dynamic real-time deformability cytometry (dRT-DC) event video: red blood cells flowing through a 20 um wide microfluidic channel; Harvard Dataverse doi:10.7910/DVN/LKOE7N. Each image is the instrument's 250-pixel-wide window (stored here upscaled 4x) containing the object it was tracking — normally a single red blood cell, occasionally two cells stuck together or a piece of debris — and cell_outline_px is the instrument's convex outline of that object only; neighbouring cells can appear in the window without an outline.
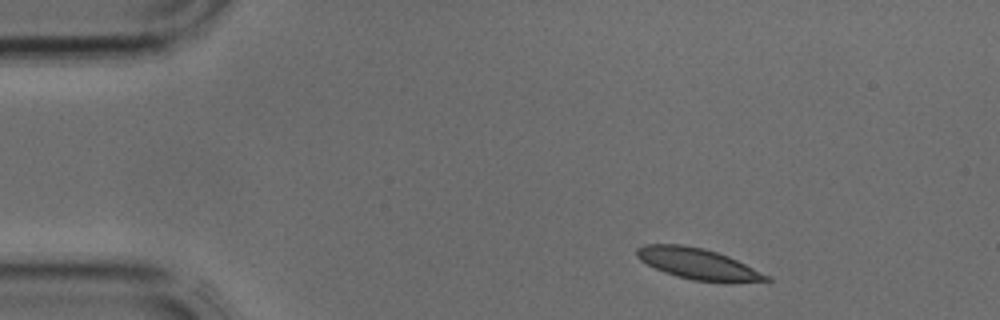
{"species": "common noctule bat (a hibernating species)", "species_latin": "Nyctalus noctula", "temperature_condition": "cold", "stored_images_in_passage": 3, "camera_frame_rate_fps": 3000, "um_per_image_px": 0.085, "animal": {"sex": "male", "body_mass_g": 17.9, "forearm_length_mm": 54.2}, "frame": {"image": 1, "passage_image": 1, "time_ms": 0.0, "image_size_px": [1000, 320], "cell_outline_px": [[772, 280], [728, 284], [692, 280], [676, 276], [664, 272], [640, 260], [636, 256], [636, 248], [644, 244], [680, 244], [704, 248], [728, 256], [768, 276]], "centroid_in_image_um": [59.31, 22.44], "position_along_channel_um": 25.7, "area_um2": 23.52}}
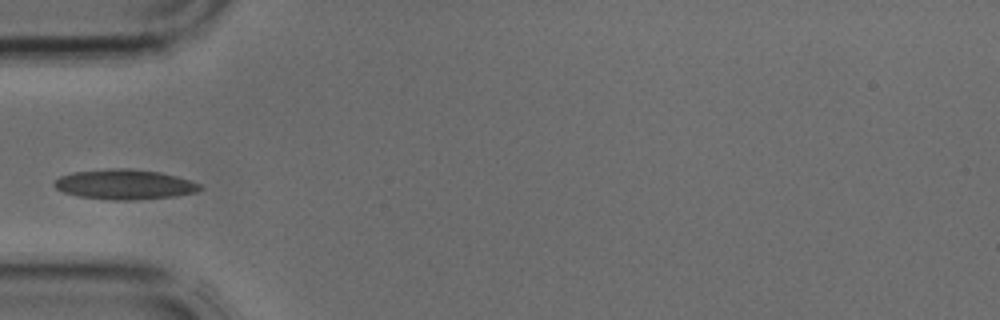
{"frame": {"image": 2, "passage_image": 3, "time_ms": 0.667, "image_size_px": [1000, 320], "cell_outline_px": [[204, 188], [196, 192], [176, 196], [128, 200], [108, 200], [80, 196], [64, 192], [56, 188], [52, 184], [60, 176], [72, 172], [108, 168], [128, 168], [160, 172], [176, 176], [200, 184]], "centroid_in_image_um": [10.58, 15.67], "position_along_channel_um": 74.4, "area_um2": 25.43}}